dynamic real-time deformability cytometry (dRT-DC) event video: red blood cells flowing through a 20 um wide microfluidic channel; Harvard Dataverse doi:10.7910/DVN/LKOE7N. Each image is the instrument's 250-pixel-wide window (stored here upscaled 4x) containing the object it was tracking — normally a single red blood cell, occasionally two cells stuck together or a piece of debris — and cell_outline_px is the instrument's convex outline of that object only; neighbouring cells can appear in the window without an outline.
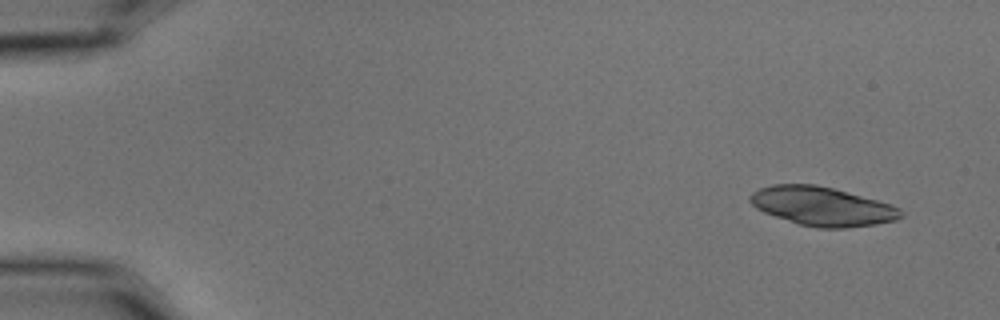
{"species": "common noctule bat (a hibernating species)", "species_latin": "Nyctalus noctula", "temperature_condition": "cold", "stored_images_in_passage": 6, "camera_frame_rate_fps": 3000, "um_per_image_px": 0.085, "animal": {"sex": "male", "body_mass_g": 15.6}, "frame": {"image": 1, "passage_image": 1, "time_ms": 0.0, "image_size_px": [1000, 320], "cell_outline_px": [[904, 216], [896, 220], [876, 224], [844, 228], [820, 228], [800, 224], [764, 212], [756, 208], [748, 200], [748, 196], [752, 192], [760, 188], [772, 184], [816, 184], [832, 188], [892, 204], [900, 208], [904, 212]], "centroid_in_image_um": [69.9, 17.53], "position_along_channel_um": 15.1, "area_um2": 34.1}}